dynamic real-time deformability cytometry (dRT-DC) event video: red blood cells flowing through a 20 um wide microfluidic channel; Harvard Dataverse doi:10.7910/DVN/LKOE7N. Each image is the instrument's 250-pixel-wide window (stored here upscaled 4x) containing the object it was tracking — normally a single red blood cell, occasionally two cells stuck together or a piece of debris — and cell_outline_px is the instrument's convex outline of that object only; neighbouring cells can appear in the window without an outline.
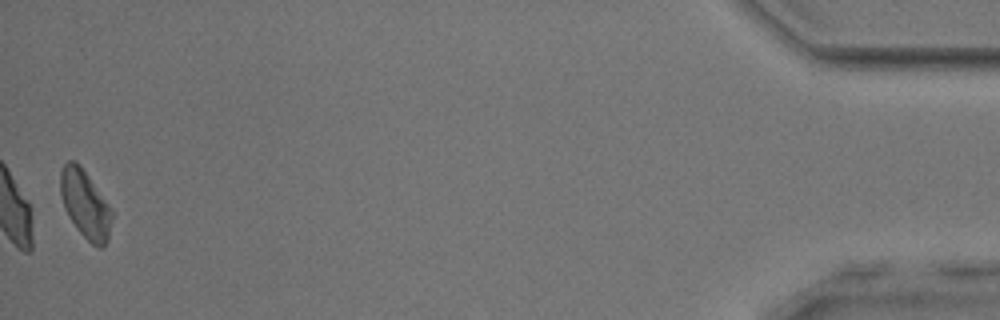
{"species": "common noctule bat (a hibernating species)", "species_latin": "Nyctalus noctula", "temperature_condition": "room temperature", "stored_images_in_passage": 45, "camera_frame_rate_fps": 3000, "um_per_image_px": 0.085, "animal": {"sex": "male", "body_mass_g": 17.9, "forearm_length_mm": 54.2}, "frame": {"image": 1, "passage_image": 45, "time_ms": 14.667, "image_size_px": [1000, 320], "cell_outline_px": [[112, 216], [108, 240], [104, 248], [100, 248], [92, 244], [76, 228], [68, 216], [64, 208], [60, 196], [60, 172], [64, 164], [68, 160], [76, 160], [88, 176], [108, 204], [112, 212]], "centroid_in_image_um": [7.22, 17.37], "position_along_channel_um": 428.0, "area_um2": 20.29}, "authors_computed_cell_mechanics": {"area_um2": 20.3456, "velocity_mm_per_s": 3.8705, "shape_relaxation_time_tau1_ms": 3.4859, "shape_relaxation_time_tau2_ms": 2.3358, "deformation_change_tau1": 0.0888, "deformation_change_tau2": 0.0885}}